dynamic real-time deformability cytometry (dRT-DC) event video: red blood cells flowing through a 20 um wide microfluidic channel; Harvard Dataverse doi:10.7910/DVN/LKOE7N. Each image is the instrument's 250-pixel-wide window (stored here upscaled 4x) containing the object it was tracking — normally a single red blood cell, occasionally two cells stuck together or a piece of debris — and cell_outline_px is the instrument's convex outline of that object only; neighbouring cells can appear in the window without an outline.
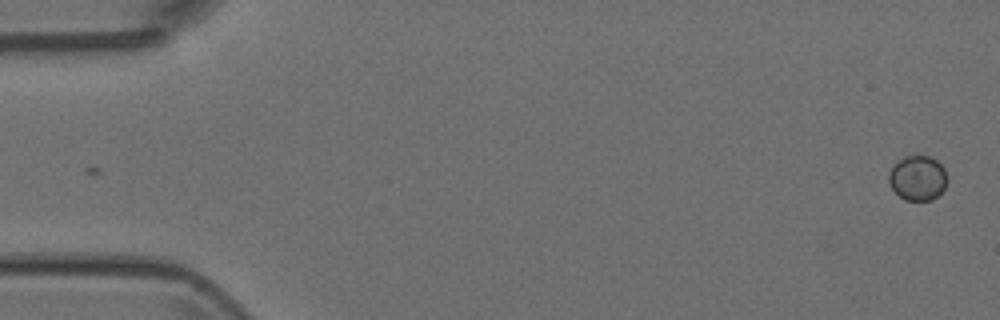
{"species": "Egyptian fruit bat (a non-hibernating species)", "species_latin": "Rousettus aegyptiacus", "temperature_condition": "room temperature", "stored_images_in_passage": 2, "camera_frame_rate_fps": 3000, "um_per_image_px": 0.085, "animal": {"sex": "female"}, "frame": {"image": 1, "passage_image": 2, "time_ms": 0.333, "image_size_px": [1000, 320], "cell_outline_px": [[948, 180], [944, 188], [932, 200], [904, 200], [888, 184], [888, 172], [892, 164], [904, 156], [916, 152], [928, 156], [936, 160], [944, 168]], "centroid_in_image_um": [77.97, 15.08], "position_along_channel_um": 7.0, "area_um2": 15.72}}